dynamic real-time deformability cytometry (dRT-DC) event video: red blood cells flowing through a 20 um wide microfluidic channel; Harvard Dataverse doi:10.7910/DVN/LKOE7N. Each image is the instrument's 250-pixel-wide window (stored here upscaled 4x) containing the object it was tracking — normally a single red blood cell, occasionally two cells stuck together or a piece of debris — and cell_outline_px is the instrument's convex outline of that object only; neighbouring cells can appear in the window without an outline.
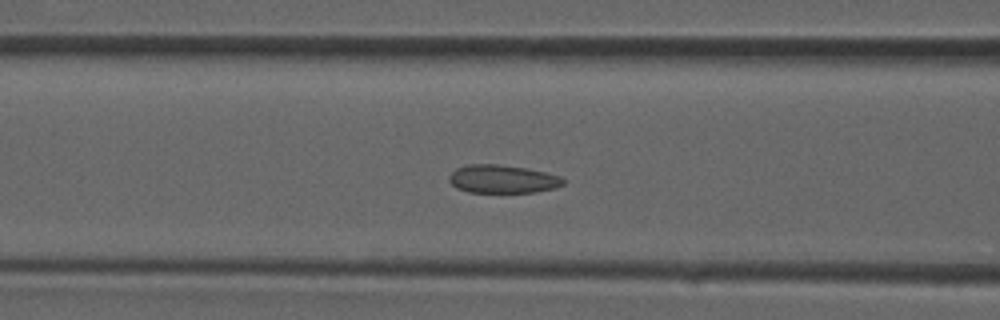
{"species": "common noctule bat (a hibernating species)", "species_latin": "Nyctalus noctula", "temperature_condition": "room temperature", "stored_images_in_passage": 23, "camera_frame_rate_fps": 3000, "um_per_image_px": 0.085, "animal": {"sex": "male", "forearm_length_mm": 52.5}, "frame": {"image": 1, "passage_image": 13, "time_ms": 4.0, "image_size_px": [1000, 320], "cell_outline_px": [[568, 180], [564, 184], [556, 188], [532, 192], [468, 192], [456, 188], [448, 180], [448, 176], [456, 168], [468, 164], [496, 164], [524, 168], [544, 172], [560, 176]], "centroid_in_image_um": [42.71, 15.22], "position_along_channel_um": 123.9, "area_um2": 18.79}}